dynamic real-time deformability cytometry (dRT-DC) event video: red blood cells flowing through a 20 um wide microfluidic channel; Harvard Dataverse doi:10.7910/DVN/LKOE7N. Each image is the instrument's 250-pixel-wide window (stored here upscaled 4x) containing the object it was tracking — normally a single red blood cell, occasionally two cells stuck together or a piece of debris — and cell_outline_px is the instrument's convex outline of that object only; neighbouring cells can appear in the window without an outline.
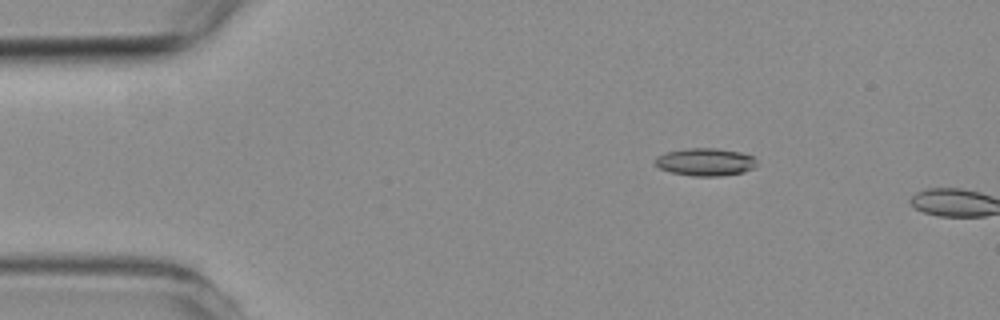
{"species": "common noctule bat (a hibernating species)", "species_latin": "Nyctalus noctula", "temperature_condition": "room temperature", "stored_images_in_passage": 2, "camera_frame_rate_fps": 3000, "um_per_image_px": 0.085, "animal": {"sex": "female", "body_mass_g": 19.3, "forearm_length_mm": 54.1}, "frame": {"image": 1, "passage_image": 1, "time_ms": 0.0, "image_size_px": [1000, 320], "cell_outline_px": [[756, 164], [752, 168], [744, 172], [720, 176], [692, 176], [672, 172], [660, 168], [652, 160], [656, 156], [668, 152], [688, 148], [716, 148], [740, 152], [752, 156], [756, 160]], "centroid_in_image_um": [59.94, 13.77], "position_along_channel_um": 25.1, "area_um2": 16.3}}